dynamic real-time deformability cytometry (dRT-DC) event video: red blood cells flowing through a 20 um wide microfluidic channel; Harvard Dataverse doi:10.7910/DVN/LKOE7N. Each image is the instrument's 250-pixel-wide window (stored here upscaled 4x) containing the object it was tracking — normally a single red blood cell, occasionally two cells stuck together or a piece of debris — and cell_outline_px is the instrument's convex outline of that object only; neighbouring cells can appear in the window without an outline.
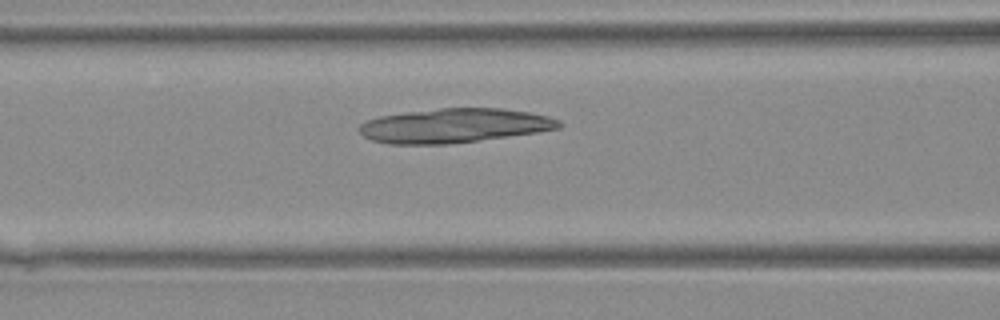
{"species": "Egyptian fruit bat (a non-hibernating species)", "species_latin": "Rousettus aegyptiacus", "temperature_condition": "warm", "stored_images_in_passage": 35, "camera_frame_rate_fps": 3000, "um_per_image_px": 0.085, "animal": {"sex": "female"}, "frame": {"image": 1, "passage_image": 13, "time_ms": 4.0, "image_size_px": [1000, 320], "cell_outline_px": [[564, 124], [560, 128], [536, 132], [448, 144], [388, 144], [372, 140], [364, 136], [356, 128], [360, 124], [368, 120], [380, 116], [404, 112], [440, 108], [500, 108], [528, 112], [548, 116], [560, 120]], "centroid_in_image_um": [38.59, 10.67], "position_along_channel_um": 128.0, "area_um2": 39.77}}
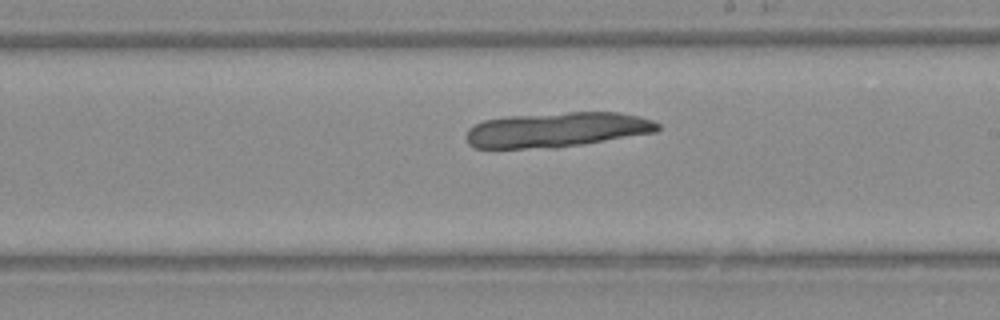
{"frame": {"image": 2, "passage_image": 20, "time_ms": 6.333, "image_size_px": [1000, 320], "cell_outline_px": [[660, 128], [656, 132], [584, 144], [556, 148], [476, 148], [468, 144], [468, 128], [484, 120], [504, 116], [568, 112], [616, 112], [636, 116], [652, 120], [660, 124]], "centroid_in_image_um": [47.33, 11.03], "position_along_channel_um": 241.7, "area_um2": 38.96}}
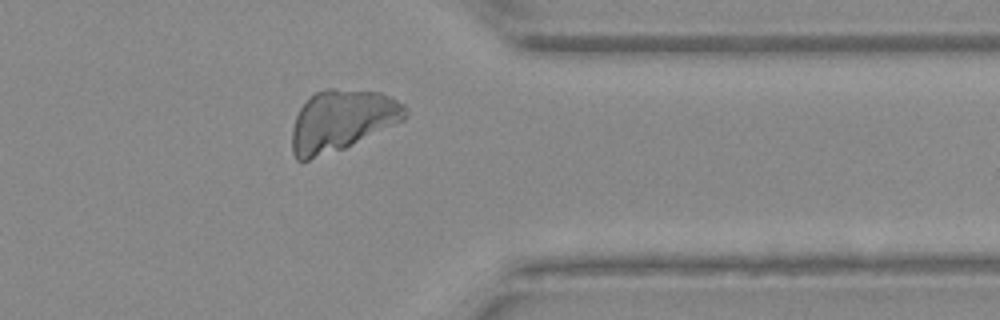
{"frame": {"image": 3, "passage_image": 29, "time_ms": 9.333, "image_size_px": [1000, 320], "cell_outline_px": [[408, 116], [404, 120], [344, 148], [308, 160], [296, 160], [292, 152], [292, 128], [296, 116], [300, 108], [316, 92], [328, 88], [332, 88], [380, 92], [404, 104], [408, 108]], "centroid_in_image_um": [29.06, 10.23], "position_along_channel_um": 382.3, "area_um2": 40.0}}